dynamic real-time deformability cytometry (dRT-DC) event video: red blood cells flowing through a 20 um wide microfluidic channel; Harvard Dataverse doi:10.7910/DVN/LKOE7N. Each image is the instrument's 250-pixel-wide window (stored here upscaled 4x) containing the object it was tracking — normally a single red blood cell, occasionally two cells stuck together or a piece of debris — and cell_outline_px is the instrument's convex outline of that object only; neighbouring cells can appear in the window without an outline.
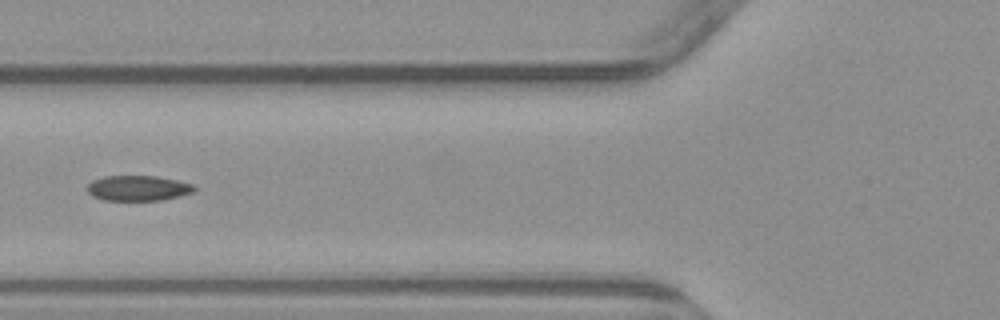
{"species": "common noctule bat (a hibernating species)", "species_latin": "Nyctalus noctula", "temperature_condition": "warm", "stored_images_in_passage": 5, "camera_frame_rate_fps": 3000, "um_per_image_px": 0.085, "animal": {"sex": "male", "body_mass_g": 23.1, "forearm_length_mm": 52.7}, "frame": {"image": 1, "passage_image": 4, "time_ms": 3.667, "image_size_px": [1000, 320], "cell_outline_px": [[196, 188], [192, 192], [180, 196], [164, 200], [104, 200], [92, 196], [88, 192], [88, 184], [92, 180], [104, 176], [156, 176], [176, 180], [192, 184]], "centroid_in_image_um": [11.72, 15.99], "position_along_channel_um": 114.1, "area_um2": 15.72}}
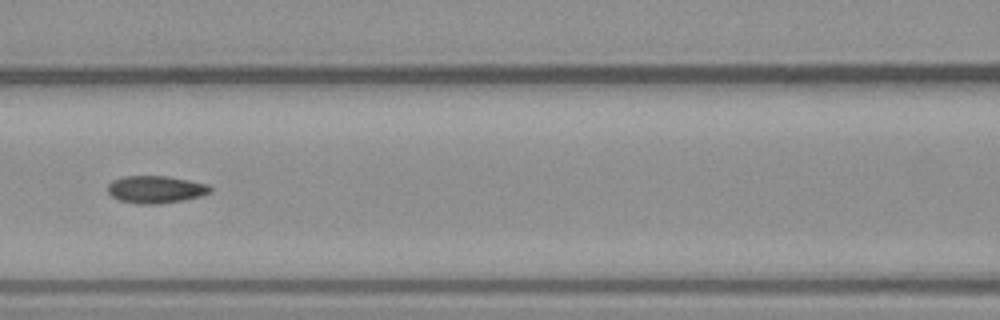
{"frame": {"image": 2, "passage_image": 5, "time_ms": 4.667, "image_size_px": [1000, 320], "cell_outline_px": [[212, 192], [200, 196], [184, 200], [156, 204], [136, 204], [120, 200], [112, 196], [108, 192], [108, 184], [112, 180], [124, 176], [168, 176], [208, 184], [212, 188]], "centroid_in_image_um": [13.24, 16.1], "position_along_channel_um": 153.4, "area_um2": 16.42}}